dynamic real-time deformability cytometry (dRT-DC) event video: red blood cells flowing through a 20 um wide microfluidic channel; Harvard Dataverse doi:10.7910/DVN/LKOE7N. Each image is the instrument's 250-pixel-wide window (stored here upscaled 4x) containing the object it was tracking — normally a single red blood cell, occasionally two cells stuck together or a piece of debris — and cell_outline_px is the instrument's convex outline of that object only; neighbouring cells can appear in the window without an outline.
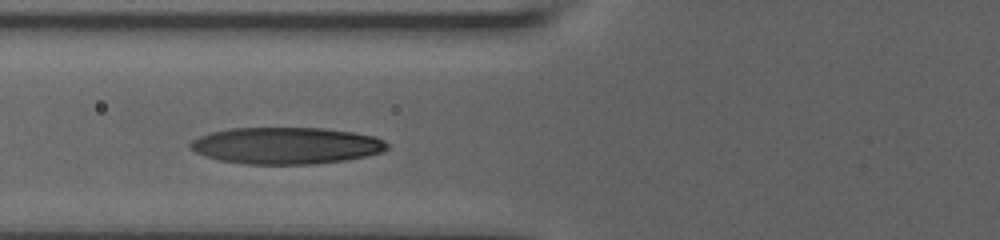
{"species": "human", "species_latin": "Homo sapiens", "temperature_condition": "room temperature", "stored_images_in_passage": 31, "camera_frame_rate_fps": 3000, "um_per_image_px": 0.085, "donor": {"sex": "male"}, "frame": {"image": 1, "passage_image": 7, "time_ms": 3.0, "image_size_px": [1000, 240], "cell_outline_px": [[388, 148], [380, 152], [364, 156], [344, 160], [316, 164], [244, 164], [220, 160], [196, 152], [188, 144], [192, 140], [200, 136], [212, 132], [232, 128], [324, 128], [352, 132], [376, 136], [384, 140], [388, 144]], "centroid_in_image_um": [24.34, 12.37], "position_along_channel_um": 101.5, "area_um2": 41.91}}
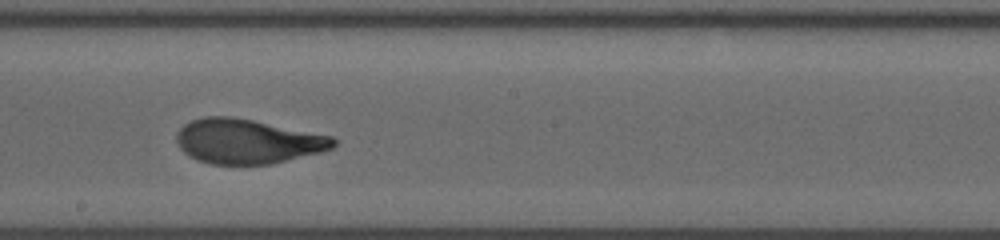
{"frame": {"image": 2, "passage_image": 15, "time_ms": 6.333, "image_size_px": [1000, 240], "cell_outline_px": [[336, 144], [332, 148], [320, 152], [272, 164], [208, 164], [196, 160], [188, 156], [180, 148], [176, 140], [176, 132], [184, 124], [192, 120], [204, 116], [228, 116], [252, 120], [332, 136], [336, 140]], "centroid_in_image_um": [20.99, 12.02], "position_along_channel_um": 227.2, "area_um2": 40.75}}
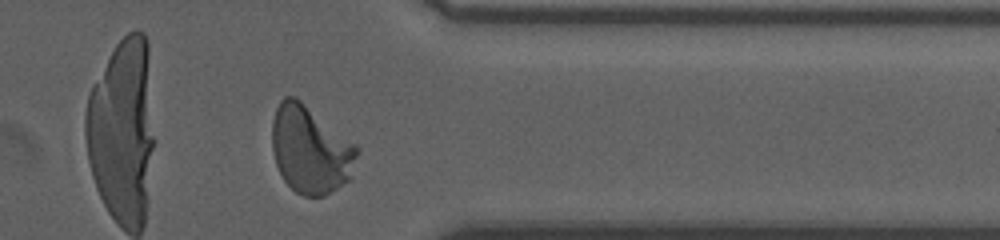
{"frame": {"image": 3, "passage_image": 31, "time_ms": 10.667, "image_size_px": [1000, 240], "cell_outline_px": [[360, 148], [352, 180], [324, 196], [304, 196], [296, 192], [284, 180], [276, 164], [272, 148], [272, 120], [276, 108], [280, 100], [284, 96], [292, 96], [300, 100], [356, 144]], "centroid_in_image_um": [26.42, 12.74], "position_along_channel_um": 385.0, "area_um2": 43.7}, "authors_computed_cell_mechanics": {"area_um2": 40.9802, "velocity_mm_per_s": 3.7519, "shape_relaxation_time_tau1_ms": 4.1968, "shape_relaxation_time_tau2_ms": null, "deformation_change_tau1": 0.204, "deformation_change_tau2": null}}